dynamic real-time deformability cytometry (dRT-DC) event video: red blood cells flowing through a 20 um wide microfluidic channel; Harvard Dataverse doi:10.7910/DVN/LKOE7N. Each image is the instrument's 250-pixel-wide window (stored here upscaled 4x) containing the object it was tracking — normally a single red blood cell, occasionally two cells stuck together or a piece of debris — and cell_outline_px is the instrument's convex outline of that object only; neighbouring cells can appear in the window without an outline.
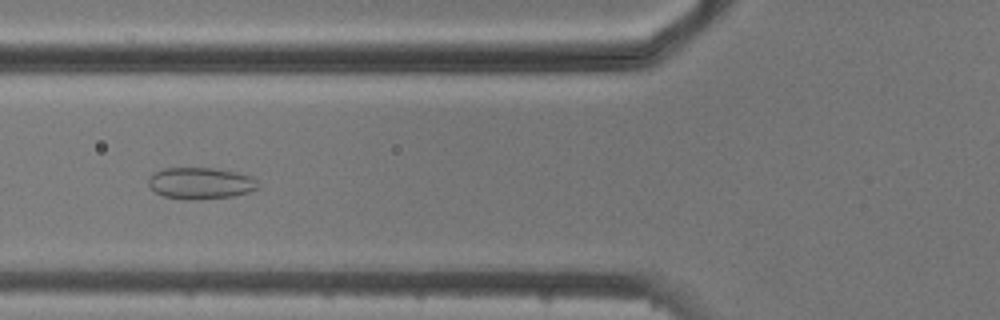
{"species": "common noctule bat (a hibernating species)", "species_latin": "Nyctalus noctula", "temperature_condition": "cold", "stored_images_in_passage": 8, "camera_frame_rate_fps": 3000, "um_per_image_px": 0.085, "animal": {"sex": "male", "body_mass_g": 20.5, "forearm_length_mm": 52.5}, "frame": {"image": 1, "passage_image": 6, "time_ms": 6.667, "image_size_px": [1000, 320], "cell_outline_px": [[260, 184], [256, 188], [248, 192], [232, 196], [188, 200], [164, 196], [156, 192], [148, 184], [148, 180], [152, 172], [164, 168], [212, 168], [236, 172], [252, 176]], "centroid_in_image_um": [17.03, 15.56], "position_along_channel_um": 108.8, "area_um2": 20.06}}
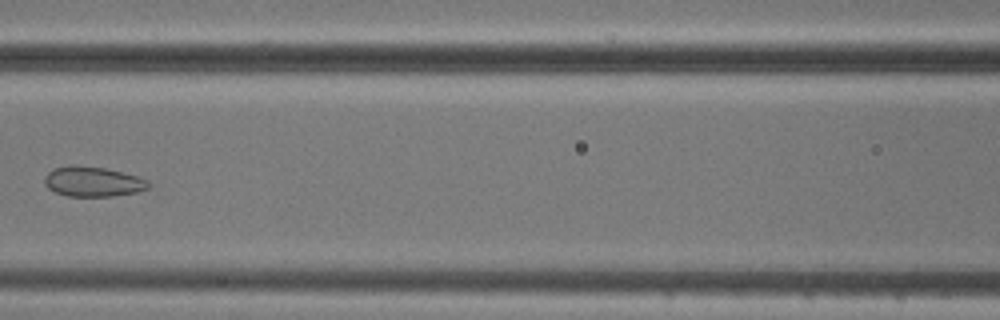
{"frame": {"image": 2, "passage_image": 7, "time_ms": 8.0, "image_size_px": [1000, 320], "cell_outline_px": [[152, 184], [148, 188], [136, 192], [112, 196], [68, 196], [56, 192], [48, 188], [44, 184], [44, 176], [52, 168], [104, 168], [136, 176], [148, 180]], "centroid_in_image_um": [7.92, 15.48], "position_along_channel_um": 158.7, "area_um2": 17.46}}
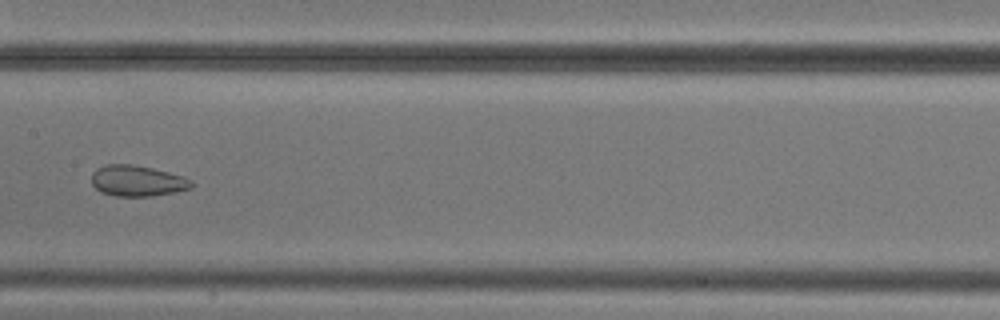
{"frame": {"image": 3, "passage_image": 8, "time_ms": 9.0, "image_size_px": [1000, 320], "cell_outline_px": [[192, 188], [176, 192], [152, 196], [116, 196], [100, 192], [92, 184], [92, 172], [96, 168], [104, 164], [132, 164], [152, 168], [184, 176], [192, 180]], "centroid_in_image_um": [11.66, 15.37], "position_along_channel_um": 195.7, "area_um2": 18.15}}